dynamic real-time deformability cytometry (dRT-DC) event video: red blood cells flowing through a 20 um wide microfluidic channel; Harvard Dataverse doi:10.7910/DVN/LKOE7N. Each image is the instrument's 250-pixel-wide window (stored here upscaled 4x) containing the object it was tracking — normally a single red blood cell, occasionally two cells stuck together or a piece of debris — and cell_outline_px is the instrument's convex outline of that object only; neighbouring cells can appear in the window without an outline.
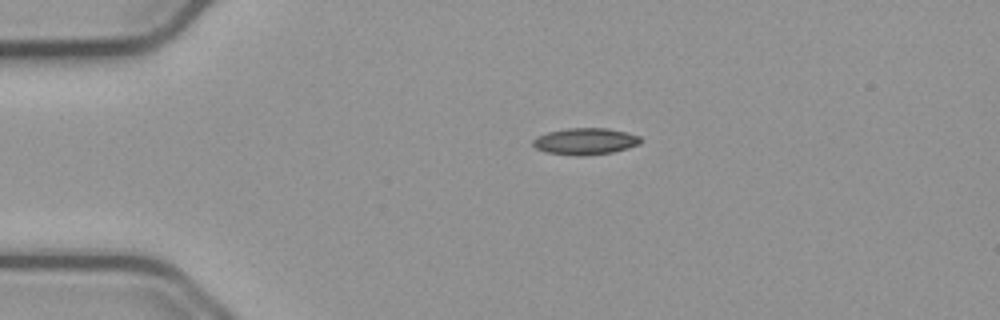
{"species": "common noctule bat (a hibernating species)", "species_latin": "Nyctalus noctula", "temperature_condition": "cold", "stored_images_in_passage": 44, "camera_frame_rate_fps": 3000, "um_per_image_px": 0.085, "animal": {"sex": "male", "body_mass_g": 23.1, "forearm_length_mm": 52.7}, "frame": {"image": 1, "passage_image": 1, "time_ms": 0.0, "image_size_px": [1000, 320], "cell_outline_px": [[640, 144], [628, 148], [612, 152], [580, 156], [576, 156], [544, 152], [536, 148], [532, 144], [532, 140], [536, 136], [548, 132], [568, 128], [608, 128], [640, 136]], "centroid_in_image_um": [49.71, 12.01], "position_along_channel_um": 35.3, "area_um2": 16.7}}
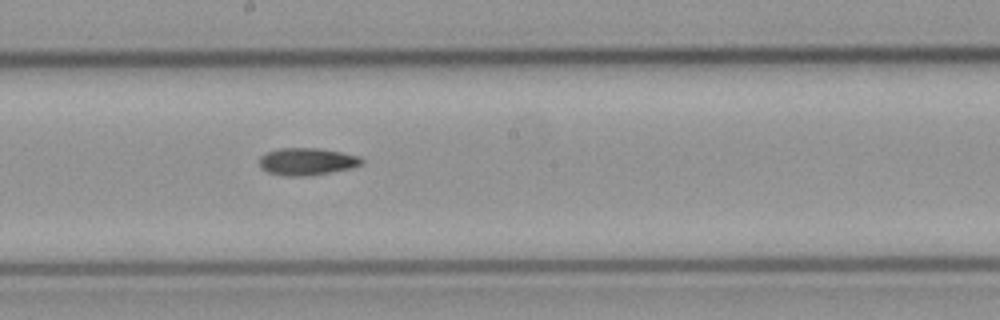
{"frame": {"image": 2, "passage_image": 19, "time_ms": 6.0, "image_size_px": [1000, 320], "cell_outline_px": [[364, 160], [360, 164], [352, 168], [308, 176], [284, 176], [268, 172], [260, 168], [260, 156], [268, 152], [280, 148], [316, 148], [340, 152], [360, 156]], "centroid_in_image_um": [26.08, 13.73], "position_along_channel_um": 222.1, "area_um2": 16.18}}
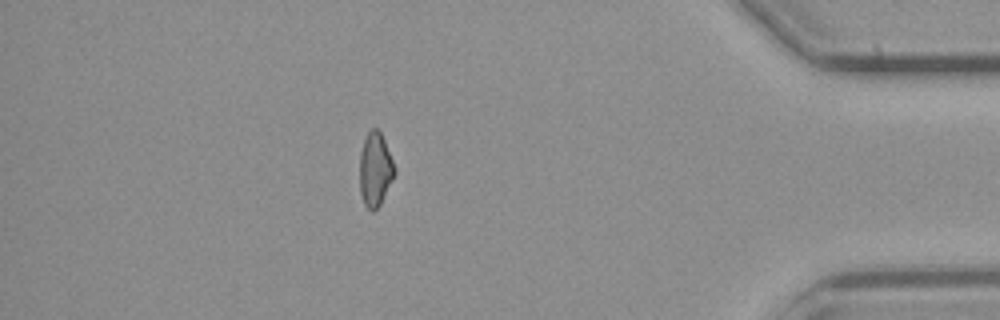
{"frame": {"image": 3, "passage_image": 37, "time_ms": 12.0, "image_size_px": [1000, 320], "cell_outline_px": [[396, 172], [380, 204], [372, 212], [364, 204], [360, 192], [360, 152], [364, 140], [368, 132], [372, 128], [376, 128], [380, 132], [384, 140], [396, 168]], "centroid_in_image_um": [31.89, 14.4], "position_along_channel_um": 403.3, "area_um2": 14.85}}